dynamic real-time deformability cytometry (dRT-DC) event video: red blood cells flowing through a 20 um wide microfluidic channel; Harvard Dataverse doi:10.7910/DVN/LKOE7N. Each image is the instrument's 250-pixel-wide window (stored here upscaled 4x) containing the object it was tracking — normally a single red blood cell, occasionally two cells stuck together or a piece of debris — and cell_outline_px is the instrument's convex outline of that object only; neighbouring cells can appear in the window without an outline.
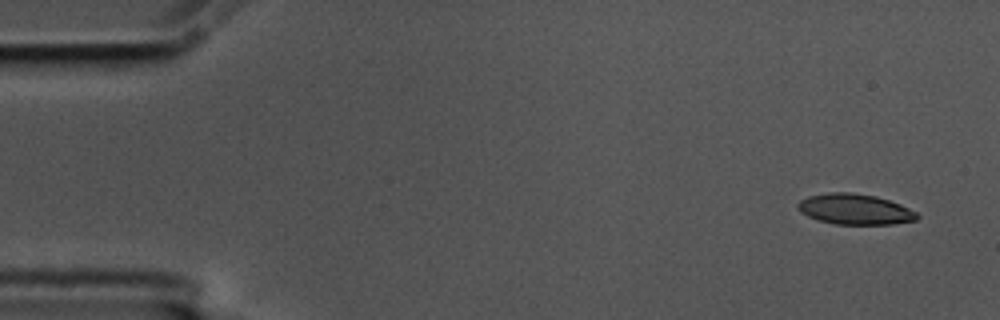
{"species": "common noctule bat (a hibernating species)", "species_latin": "Nyctalus noctula", "temperature_condition": "cold", "stored_images_in_passage": 2, "camera_frame_rate_fps": 3000, "um_per_image_px": 0.085, "animal": {"sex": "male", "body_mass_g": 17.5, "forearm_length_mm": 52.3}, "frame": {"image": 1, "passage_image": 1, "time_ms": 0.0, "image_size_px": [1000, 320], "cell_outline_px": [[920, 216], [916, 220], [892, 224], [836, 224], [820, 220], [808, 216], [800, 212], [796, 208], [796, 204], [800, 200], [808, 196], [828, 192], [852, 192], [876, 196], [900, 204], [916, 212]], "centroid_in_image_um": [72.64, 17.77], "position_along_channel_um": 12.4, "area_um2": 21.27}}